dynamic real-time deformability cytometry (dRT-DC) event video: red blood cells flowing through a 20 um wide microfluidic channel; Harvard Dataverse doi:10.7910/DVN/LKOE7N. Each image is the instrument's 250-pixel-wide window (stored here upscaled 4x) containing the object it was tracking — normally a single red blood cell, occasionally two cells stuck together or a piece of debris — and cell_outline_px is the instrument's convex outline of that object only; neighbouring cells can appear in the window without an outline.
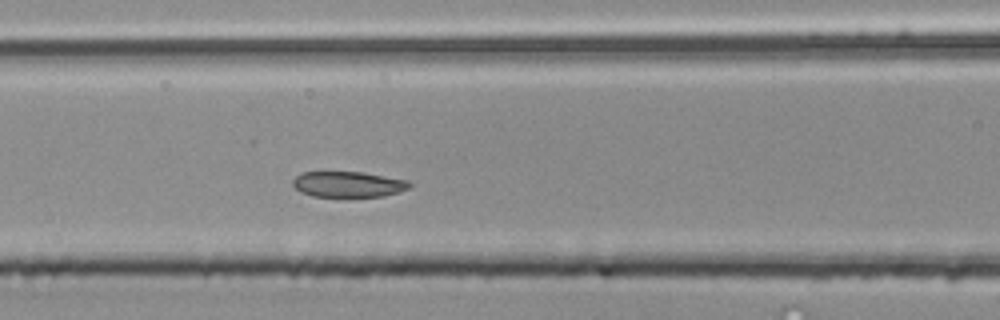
{"species": "common noctule bat (a hibernating species)", "species_latin": "Nyctalus noctula", "temperature_condition": "room temperature", "stored_images_in_passage": 46, "segment_of_instrument_passage": [2, 2], "camera_frame_rate_fps": 3000, "um_per_image_px": 0.085, "animal": {"sex": "male", "body_mass_g": 20.4}, "frame": {"image": 1, "passage_image": 15, "time_ms": 4.667, "image_size_px": [1000, 320], "cell_outline_px": [[412, 184], [408, 188], [400, 192], [384, 196], [312, 196], [300, 192], [292, 184], [292, 180], [300, 172], [364, 172], [408, 180]], "centroid_in_image_um": [29.6, 15.65], "position_along_channel_um": 137.0, "area_um2": 17.51}}
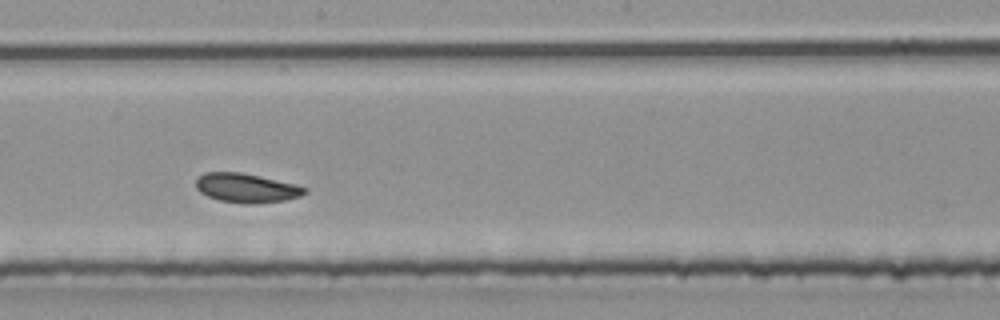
{"frame": {"image": 2, "passage_image": 22, "time_ms": 7.0, "image_size_px": [1000, 320], "cell_outline_px": [[308, 192], [300, 196], [284, 200], [248, 204], [220, 200], [208, 196], [200, 192], [196, 188], [196, 180], [204, 172], [240, 172], [260, 176], [296, 184], [308, 188]], "centroid_in_image_um": [20.96, 15.97], "position_along_channel_um": 227.2, "area_um2": 18.38}}
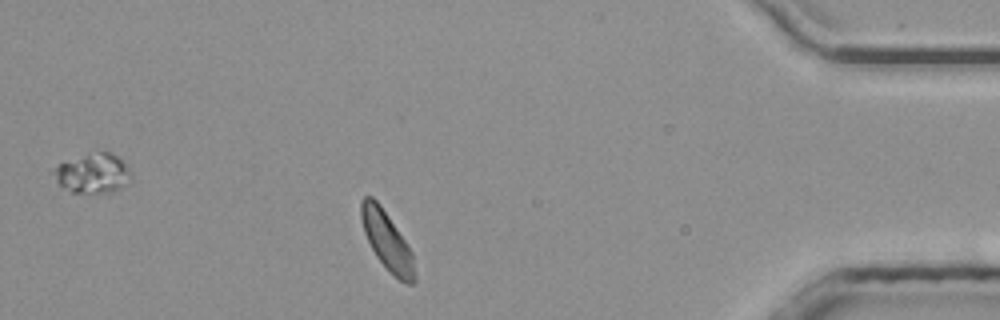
{"frame": {"image": 3, "passage_image": 39, "time_ms": 12.667, "image_size_px": [1000, 320], "cell_outline_px": [[416, 280], [412, 284], [408, 284], [400, 280], [388, 272], [376, 256], [364, 232], [360, 216], [360, 200], [364, 196], [372, 196], [380, 204], [412, 252], [416, 276]], "centroid_in_image_um": [32.88, 20.48], "position_along_channel_um": 402.3, "area_um2": 18.15}}